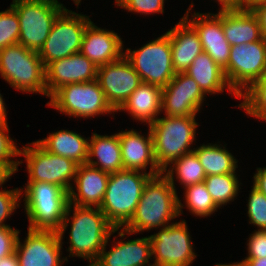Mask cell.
<instances>
[{
  "mask_svg": "<svg viewBox=\"0 0 266 266\" xmlns=\"http://www.w3.org/2000/svg\"><path fill=\"white\" fill-rule=\"evenodd\" d=\"M28 145V146H27ZM20 148L28 173L27 182H47L70 191L78 164L67 157L46 151L37 141ZM31 146V147H30Z\"/></svg>",
  "mask_w": 266,
  "mask_h": 266,
  "instance_id": "cell-11",
  "label": "cell"
},
{
  "mask_svg": "<svg viewBox=\"0 0 266 266\" xmlns=\"http://www.w3.org/2000/svg\"><path fill=\"white\" fill-rule=\"evenodd\" d=\"M247 200L248 224H253L257 230H266V196L252 186Z\"/></svg>",
  "mask_w": 266,
  "mask_h": 266,
  "instance_id": "cell-35",
  "label": "cell"
},
{
  "mask_svg": "<svg viewBox=\"0 0 266 266\" xmlns=\"http://www.w3.org/2000/svg\"><path fill=\"white\" fill-rule=\"evenodd\" d=\"M21 190L17 187L15 189H0V227L10 226L6 223L8 218L14 214V211L20 207ZM13 213V214H12Z\"/></svg>",
  "mask_w": 266,
  "mask_h": 266,
  "instance_id": "cell-37",
  "label": "cell"
},
{
  "mask_svg": "<svg viewBox=\"0 0 266 266\" xmlns=\"http://www.w3.org/2000/svg\"><path fill=\"white\" fill-rule=\"evenodd\" d=\"M90 18L67 8L57 16L38 52L45 67L53 61L80 52L84 32L92 22Z\"/></svg>",
  "mask_w": 266,
  "mask_h": 266,
  "instance_id": "cell-10",
  "label": "cell"
},
{
  "mask_svg": "<svg viewBox=\"0 0 266 266\" xmlns=\"http://www.w3.org/2000/svg\"><path fill=\"white\" fill-rule=\"evenodd\" d=\"M243 263L247 266H266V257L263 258H244Z\"/></svg>",
  "mask_w": 266,
  "mask_h": 266,
  "instance_id": "cell-46",
  "label": "cell"
},
{
  "mask_svg": "<svg viewBox=\"0 0 266 266\" xmlns=\"http://www.w3.org/2000/svg\"><path fill=\"white\" fill-rule=\"evenodd\" d=\"M185 73L198 83L205 95L220 94L226 89L231 97L239 99L229 86L224 70L206 52L200 53Z\"/></svg>",
  "mask_w": 266,
  "mask_h": 266,
  "instance_id": "cell-26",
  "label": "cell"
},
{
  "mask_svg": "<svg viewBox=\"0 0 266 266\" xmlns=\"http://www.w3.org/2000/svg\"><path fill=\"white\" fill-rule=\"evenodd\" d=\"M162 88L141 83L116 111H125L136 121L151 125L161 114Z\"/></svg>",
  "mask_w": 266,
  "mask_h": 266,
  "instance_id": "cell-25",
  "label": "cell"
},
{
  "mask_svg": "<svg viewBox=\"0 0 266 266\" xmlns=\"http://www.w3.org/2000/svg\"><path fill=\"white\" fill-rule=\"evenodd\" d=\"M206 95L186 73H177L162 89L161 113L170 117L197 116Z\"/></svg>",
  "mask_w": 266,
  "mask_h": 266,
  "instance_id": "cell-15",
  "label": "cell"
},
{
  "mask_svg": "<svg viewBox=\"0 0 266 266\" xmlns=\"http://www.w3.org/2000/svg\"><path fill=\"white\" fill-rule=\"evenodd\" d=\"M71 220V223H70ZM70 223V224H69ZM68 257L86 259L91 266L99 257L114 227L108 222L104 213L96 207H83L68 204L66 214L57 231L62 242L69 225Z\"/></svg>",
  "mask_w": 266,
  "mask_h": 266,
  "instance_id": "cell-1",
  "label": "cell"
},
{
  "mask_svg": "<svg viewBox=\"0 0 266 266\" xmlns=\"http://www.w3.org/2000/svg\"><path fill=\"white\" fill-rule=\"evenodd\" d=\"M166 227L159 228L149 237L153 266H191L197 254L188 231L186 220L180 219Z\"/></svg>",
  "mask_w": 266,
  "mask_h": 266,
  "instance_id": "cell-13",
  "label": "cell"
},
{
  "mask_svg": "<svg viewBox=\"0 0 266 266\" xmlns=\"http://www.w3.org/2000/svg\"><path fill=\"white\" fill-rule=\"evenodd\" d=\"M238 174H220L206 176L204 183L207 191L211 194L212 200L216 206L221 207L230 204L236 200L235 198L240 193L241 181Z\"/></svg>",
  "mask_w": 266,
  "mask_h": 266,
  "instance_id": "cell-31",
  "label": "cell"
},
{
  "mask_svg": "<svg viewBox=\"0 0 266 266\" xmlns=\"http://www.w3.org/2000/svg\"><path fill=\"white\" fill-rule=\"evenodd\" d=\"M21 230L11 226L0 227V259L15 253L18 235Z\"/></svg>",
  "mask_w": 266,
  "mask_h": 266,
  "instance_id": "cell-39",
  "label": "cell"
},
{
  "mask_svg": "<svg viewBox=\"0 0 266 266\" xmlns=\"http://www.w3.org/2000/svg\"><path fill=\"white\" fill-rule=\"evenodd\" d=\"M0 124H8L6 105L3 99V95H1V93H0Z\"/></svg>",
  "mask_w": 266,
  "mask_h": 266,
  "instance_id": "cell-48",
  "label": "cell"
},
{
  "mask_svg": "<svg viewBox=\"0 0 266 266\" xmlns=\"http://www.w3.org/2000/svg\"><path fill=\"white\" fill-rule=\"evenodd\" d=\"M252 12L257 16L262 35L266 39V3L257 6Z\"/></svg>",
  "mask_w": 266,
  "mask_h": 266,
  "instance_id": "cell-43",
  "label": "cell"
},
{
  "mask_svg": "<svg viewBox=\"0 0 266 266\" xmlns=\"http://www.w3.org/2000/svg\"><path fill=\"white\" fill-rule=\"evenodd\" d=\"M163 174L168 177L174 189L177 180L184 187L203 182L206 178L203 166L194 151L184 154L168 166ZM175 174V175H174ZM176 176V179L174 178Z\"/></svg>",
  "mask_w": 266,
  "mask_h": 266,
  "instance_id": "cell-30",
  "label": "cell"
},
{
  "mask_svg": "<svg viewBox=\"0 0 266 266\" xmlns=\"http://www.w3.org/2000/svg\"><path fill=\"white\" fill-rule=\"evenodd\" d=\"M123 43L120 34L98 27L92 21L84 32L80 53L100 67L124 55Z\"/></svg>",
  "mask_w": 266,
  "mask_h": 266,
  "instance_id": "cell-21",
  "label": "cell"
},
{
  "mask_svg": "<svg viewBox=\"0 0 266 266\" xmlns=\"http://www.w3.org/2000/svg\"><path fill=\"white\" fill-rule=\"evenodd\" d=\"M27 236L17 238L15 254L19 266H63L62 244L59 235L50 230H34L27 228Z\"/></svg>",
  "mask_w": 266,
  "mask_h": 266,
  "instance_id": "cell-14",
  "label": "cell"
},
{
  "mask_svg": "<svg viewBox=\"0 0 266 266\" xmlns=\"http://www.w3.org/2000/svg\"><path fill=\"white\" fill-rule=\"evenodd\" d=\"M184 202L187 210L194 216L207 218L218 211V207L212 200L203 182L184 187Z\"/></svg>",
  "mask_w": 266,
  "mask_h": 266,
  "instance_id": "cell-32",
  "label": "cell"
},
{
  "mask_svg": "<svg viewBox=\"0 0 266 266\" xmlns=\"http://www.w3.org/2000/svg\"><path fill=\"white\" fill-rule=\"evenodd\" d=\"M145 136L135 129L118 132L124 170H136L152 177L162 174L154 155L153 138L150 129ZM150 166V167H149ZM149 172H147V169Z\"/></svg>",
  "mask_w": 266,
  "mask_h": 266,
  "instance_id": "cell-20",
  "label": "cell"
},
{
  "mask_svg": "<svg viewBox=\"0 0 266 266\" xmlns=\"http://www.w3.org/2000/svg\"><path fill=\"white\" fill-rule=\"evenodd\" d=\"M161 117L148 127L153 138L155 160L163 172L175 160L194 150L199 122L196 116Z\"/></svg>",
  "mask_w": 266,
  "mask_h": 266,
  "instance_id": "cell-5",
  "label": "cell"
},
{
  "mask_svg": "<svg viewBox=\"0 0 266 266\" xmlns=\"http://www.w3.org/2000/svg\"><path fill=\"white\" fill-rule=\"evenodd\" d=\"M234 266H247L245 263H243V262H234Z\"/></svg>",
  "mask_w": 266,
  "mask_h": 266,
  "instance_id": "cell-50",
  "label": "cell"
},
{
  "mask_svg": "<svg viewBox=\"0 0 266 266\" xmlns=\"http://www.w3.org/2000/svg\"><path fill=\"white\" fill-rule=\"evenodd\" d=\"M214 266H234V262L233 263L232 262L231 263H226V264L225 263L224 264L217 263Z\"/></svg>",
  "mask_w": 266,
  "mask_h": 266,
  "instance_id": "cell-49",
  "label": "cell"
},
{
  "mask_svg": "<svg viewBox=\"0 0 266 266\" xmlns=\"http://www.w3.org/2000/svg\"><path fill=\"white\" fill-rule=\"evenodd\" d=\"M266 0H242L241 10L252 11L257 6L265 4Z\"/></svg>",
  "mask_w": 266,
  "mask_h": 266,
  "instance_id": "cell-45",
  "label": "cell"
},
{
  "mask_svg": "<svg viewBox=\"0 0 266 266\" xmlns=\"http://www.w3.org/2000/svg\"><path fill=\"white\" fill-rule=\"evenodd\" d=\"M20 25L16 10L10 5L0 11V51L7 46L18 44Z\"/></svg>",
  "mask_w": 266,
  "mask_h": 266,
  "instance_id": "cell-34",
  "label": "cell"
},
{
  "mask_svg": "<svg viewBox=\"0 0 266 266\" xmlns=\"http://www.w3.org/2000/svg\"><path fill=\"white\" fill-rule=\"evenodd\" d=\"M152 176L136 170L109 175L100 210L114 228H124L135 214L143 188Z\"/></svg>",
  "mask_w": 266,
  "mask_h": 266,
  "instance_id": "cell-3",
  "label": "cell"
},
{
  "mask_svg": "<svg viewBox=\"0 0 266 266\" xmlns=\"http://www.w3.org/2000/svg\"><path fill=\"white\" fill-rule=\"evenodd\" d=\"M20 25L18 43L39 52L57 16L66 8L58 0H12Z\"/></svg>",
  "mask_w": 266,
  "mask_h": 266,
  "instance_id": "cell-7",
  "label": "cell"
},
{
  "mask_svg": "<svg viewBox=\"0 0 266 266\" xmlns=\"http://www.w3.org/2000/svg\"><path fill=\"white\" fill-rule=\"evenodd\" d=\"M218 2V10L241 9L242 0H214Z\"/></svg>",
  "mask_w": 266,
  "mask_h": 266,
  "instance_id": "cell-44",
  "label": "cell"
},
{
  "mask_svg": "<svg viewBox=\"0 0 266 266\" xmlns=\"http://www.w3.org/2000/svg\"><path fill=\"white\" fill-rule=\"evenodd\" d=\"M91 136L87 164L109 174L124 170L118 133L100 135L93 132Z\"/></svg>",
  "mask_w": 266,
  "mask_h": 266,
  "instance_id": "cell-27",
  "label": "cell"
},
{
  "mask_svg": "<svg viewBox=\"0 0 266 266\" xmlns=\"http://www.w3.org/2000/svg\"><path fill=\"white\" fill-rule=\"evenodd\" d=\"M8 124H0V161L2 162H20L23 160H14L13 158L20 157V148L18 143L10 137ZM17 144V145H16Z\"/></svg>",
  "mask_w": 266,
  "mask_h": 266,
  "instance_id": "cell-38",
  "label": "cell"
},
{
  "mask_svg": "<svg viewBox=\"0 0 266 266\" xmlns=\"http://www.w3.org/2000/svg\"><path fill=\"white\" fill-rule=\"evenodd\" d=\"M0 76L16 91L47 96L45 66L39 53L19 43L0 51Z\"/></svg>",
  "mask_w": 266,
  "mask_h": 266,
  "instance_id": "cell-6",
  "label": "cell"
},
{
  "mask_svg": "<svg viewBox=\"0 0 266 266\" xmlns=\"http://www.w3.org/2000/svg\"><path fill=\"white\" fill-rule=\"evenodd\" d=\"M97 80L108 103L115 111L142 83L139 74L124 55L114 62L98 67Z\"/></svg>",
  "mask_w": 266,
  "mask_h": 266,
  "instance_id": "cell-16",
  "label": "cell"
},
{
  "mask_svg": "<svg viewBox=\"0 0 266 266\" xmlns=\"http://www.w3.org/2000/svg\"><path fill=\"white\" fill-rule=\"evenodd\" d=\"M186 9L184 18L195 28L199 34L203 52H206L223 70L227 67L230 58L231 45L226 40L222 28V18L217 13H200L191 14L194 3L191 2Z\"/></svg>",
  "mask_w": 266,
  "mask_h": 266,
  "instance_id": "cell-18",
  "label": "cell"
},
{
  "mask_svg": "<svg viewBox=\"0 0 266 266\" xmlns=\"http://www.w3.org/2000/svg\"><path fill=\"white\" fill-rule=\"evenodd\" d=\"M120 230V231H119ZM118 233L121 239L112 241V247L107 251L111 235ZM127 235H133L124 228H114L99 254L98 259L91 266H153L149 263L152 260L151 242L148 236L128 239ZM125 237V238H124ZM123 239V240H122Z\"/></svg>",
  "mask_w": 266,
  "mask_h": 266,
  "instance_id": "cell-17",
  "label": "cell"
},
{
  "mask_svg": "<svg viewBox=\"0 0 266 266\" xmlns=\"http://www.w3.org/2000/svg\"><path fill=\"white\" fill-rule=\"evenodd\" d=\"M239 99L243 101L238 104V108L244 110L248 116L266 122V77L253 83Z\"/></svg>",
  "mask_w": 266,
  "mask_h": 266,
  "instance_id": "cell-33",
  "label": "cell"
},
{
  "mask_svg": "<svg viewBox=\"0 0 266 266\" xmlns=\"http://www.w3.org/2000/svg\"><path fill=\"white\" fill-rule=\"evenodd\" d=\"M109 175V173L87 163L78 165L73 185L69 191V203L83 207L100 208Z\"/></svg>",
  "mask_w": 266,
  "mask_h": 266,
  "instance_id": "cell-22",
  "label": "cell"
},
{
  "mask_svg": "<svg viewBox=\"0 0 266 266\" xmlns=\"http://www.w3.org/2000/svg\"><path fill=\"white\" fill-rule=\"evenodd\" d=\"M74 2V4L77 6V9L81 3V0H72Z\"/></svg>",
  "mask_w": 266,
  "mask_h": 266,
  "instance_id": "cell-51",
  "label": "cell"
},
{
  "mask_svg": "<svg viewBox=\"0 0 266 266\" xmlns=\"http://www.w3.org/2000/svg\"><path fill=\"white\" fill-rule=\"evenodd\" d=\"M19 165L20 162L0 161V188L3 189V186L9 179H11V176L18 172Z\"/></svg>",
  "mask_w": 266,
  "mask_h": 266,
  "instance_id": "cell-41",
  "label": "cell"
},
{
  "mask_svg": "<svg viewBox=\"0 0 266 266\" xmlns=\"http://www.w3.org/2000/svg\"><path fill=\"white\" fill-rule=\"evenodd\" d=\"M252 182L253 186L266 196V166L256 168Z\"/></svg>",
  "mask_w": 266,
  "mask_h": 266,
  "instance_id": "cell-42",
  "label": "cell"
},
{
  "mask_svg": "<svg viewBox=\"0 0 266 266\" xmlns=\"http://www.w3.org/2000/svg\"><path fill=\"white\" fill-rule=\"evenodd\" d=\"M182 209L184 204L168 177L163 173L153 176L145 184L135 214L124 229L138 234L166 227L183 214Z\"/></svg>",
  "mask_w": 266,
  "mask_h": 266,
  "instance_id": "cell-2",
  "label": "cell"
},
{
  "mask_svg": "<svg viewBox=\"0 0 266 266\" xmlns=\"http://www.w3.org/2000/svg\"><path fill=\"white\" fill-rule=\"evenodd\" d=\"M143 83L164 88L175 76L171 56L170 38L167 33L143 44L139 49H124Z\"/></svg>",
  "mask_w": 266,
  "mask_h": 266,
  "instance_id": "cell-9",
  "label": "cell"
},
{
  "mask_svg": "<svg viewBox=\"0 0 266 266\" xmlns=\"http://www.w3.org/2000/svg\"><path fill=\"white\" fill-rule=\"evenodd\" d=\"M47 102L69 118H93L116 112L108 103L98 80L71 83L59 88Z\"/></svg>",
  "mask_w": 266,
  "mask_h": 266,
  "instance_id": "cell-8",
  "label": "cell"
},
{
  "mask_svg": "<svg viewBox=\"0 0 266 266\" xmlns=\"http://www.w3.org/2000/svg\"><path fill=\"white\" fill-rule=\"evenodd\" d=\"M166 33L170 38L173 69L176 74L185 73L193 60L203 52L199 34L184 17Z\"/></svg>",
  "mask_w": 266,
  "mask_h": 266,
  "instance_id": "cell-23",
  "label": "cell"
},
{
  "mask_svg": "<svg viewBox=\"0 0 266 266\" xmlns=\"http://www.w3.org/2000/svg\"><path fill=\"white\" fill-rule=\"evenodd\" d=\"M224 73L229 86L238 96L266 77V39L263 37L257 42L231 46Z\"/></svg>",
  "mask_w": 266,
  "mask_h": 266,
  "instance_id": "cell-12",
  "label": "cell"
},
{
  "mask_svg": "<svg viewBox=\"0 0 266 266\" xmlns=\"http://www.w3.org/2000/svg\"><path fill=\"white\" fill-rule=\"evenodd\" d=\"M226 40L231 46L257 42L263 38L259 20L252 11L241 9L219 10Z\"/></svg>",
  "mask_w": 266,
  "mask_h": 266,
  "instance_id": "cell-24",
  "label": "cell"
},
{
  "mask_svg": "<svg viewBox=\"0 0 266 266\" xmlns=\"http://www.w3.org/2000/svg\"><path fill=\"white\" fill-rule=\"evenodd\" d=\"M0 266H19L18 259L15 253L0 259Z\"/></svg>",
  "mask_w": 266,
  "mask_h": 266,
  "instance_id": "cell-47",
  "label": "cell"
},
{
  "mask_svg": "<svg viewBox=\"0 0 266 266\" xmlns=\"http://www.w3.org/2000/svg\"><path fill=\"white\" fill-rule=\"evenodd\" d=\"M97 68L80 52L49 63L45 67L47 97L64 85L96 80Z\"/></svg>",
  "mask_w": 266,
  "mask_h": 266,
  "instance_id": "cell-19",
  "label": "cell"
},
{
  "mask_svg": "<svg viewBox=\"0 0 266 266\" xmlns=\"http://www.w3.org/2000/svg\"><path fill=\"white\" fill-rule=\"evenodd\" d=\"M247 240V256L245 258L266 257V230H255Z\"/></svg>",
  "mask_w": 266,
  "mask_h": 266,
  "instance_id": "cell-40",
  "label": "cell"
},
{
  "mask_svg": "<svg viewBox=\"0 0 266 266\" xmlns=\"http://www.w3.org/2000/svg\"><path fill=\"white\" fill-rule=\"evenodd\" d=\"M166 0H115V6L121 7L128 12L140 15H155L164 13V3Z\"/></svg>",
  "mask_w": 266,
  "mask_h": 266,
  "instance_id": "cell-36",
  "label": "cell"
},
{
  "mask_svg": "<svg viewBox=\"0 0 266 266\" xmlns=\"http://www.w3.org/2000/svg\"><path fill=\"white\" fill-rule=\"evenodd\" d=\"M36 141L51 154L67 157L78 165L87 163L89 137L85 138L80 133L61 129Z\"/></svg>",
  "mask_w": 266,
  "mask_h": 266,
  "instance_id": "cell-28",
  "label": "cell"
},
{
  "mask_svg": "<svg viewBox=\"0 0 266 266\" xmlns=\"http://www.w3.org/2000/svg\"><path fill=\"white\" fill-rule=\"evenodd\" d=\"M21 190L28 228L57 232L69 204V192L47 182H27ZM24 191V192H23ZM23 193V194H22Z\"/></svg>",
  "mask_w": 266,
  "mask_h": 266,
  "instance_id": "cell-4",
  "label": "cell"
},
{
  "mask_svg": "<svg viewBox=\"0 0 266 266\" xmlns=\"http://www.w3.org/2000/svg\"><path fill=\"white\" fill-rule=\"evenodd\" d=\"M219 143V144H217ZM208 143L194 148L206 176L220 174H237L238 160L228 151L226 144Z\"/></svg>",
  "mask_w": 266,
  "mask_h": 266,
  "instance_id": "cell-29",
  "label": "cell"
}]
</instances>
